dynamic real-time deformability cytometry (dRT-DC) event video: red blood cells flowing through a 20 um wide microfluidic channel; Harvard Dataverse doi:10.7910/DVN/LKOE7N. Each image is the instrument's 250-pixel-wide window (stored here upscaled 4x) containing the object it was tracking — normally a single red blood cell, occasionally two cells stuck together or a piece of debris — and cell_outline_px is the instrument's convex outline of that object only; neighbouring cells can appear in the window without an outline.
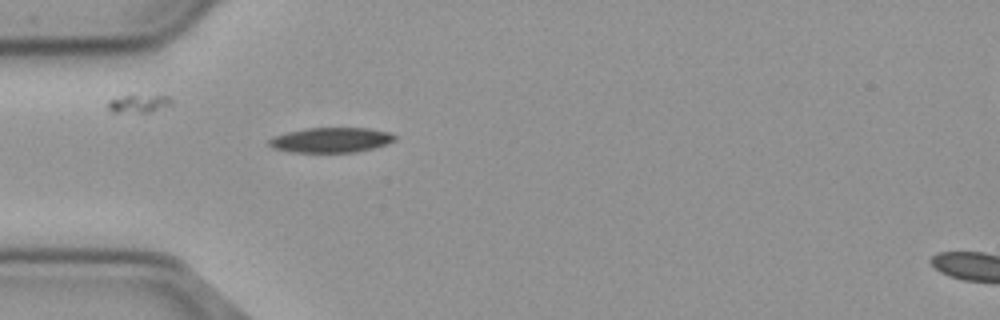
{"species": "common noctule bat (a hibernating species)", "species_latin": "Nyctalus noctula", "temperature_condition": "cold", "stored_images_in_passage": 41, "camera_frame_rate_fps": 3000, "um_per_image_px": 0.085, "animal": {"sex": "male", "body_mass_g": 23.1, "forearm_length_mm": 52.7}, "frame": {"image": 1, "passage_image": 1, "time_ms": 0.0, "image_size_px": [1000, 320], "cell_outline_px": [[396, 140], [388, 144], [356, 152], [292, 152], [272, 148], [268, 144], [268, 140], [272, 136], [288, 132], [308, 128], [368, 128], [392, 132], [396, 136]], "centroid_in_image_um": [28.16, 11.9], "position_along_channel_um": 56.8, "area_um2": 18.44}}
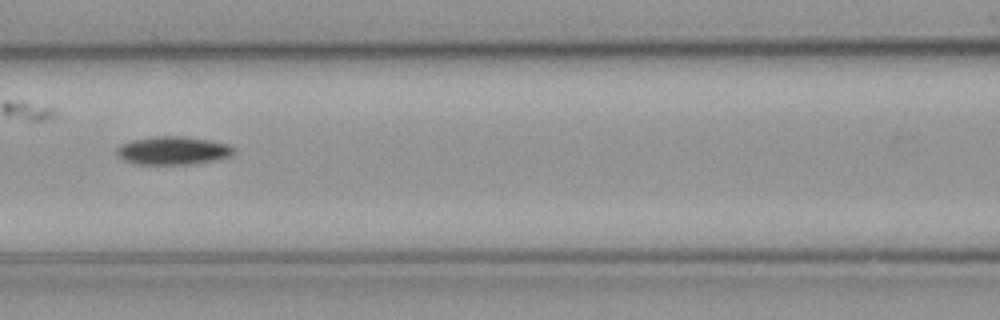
{"frame": {"image": 2, "passage_image": 9, "time_ms": 2.667, "image_size_px": [1000, 320], "cell_outline_px": [[236, 152], [228, 156], [216, 160], [184, 164], [140, 164], [128, 160], [120, 156], [116, 152], [116, 148], [120, 144], [132, 140], [156, 136], [184, 136], [208, 140], [228, 144], [236, 148]], "centroid_in_image_um": [14.73, 12.78], "position_along_channel_um": 151.9, "area_um2": 18.96}}
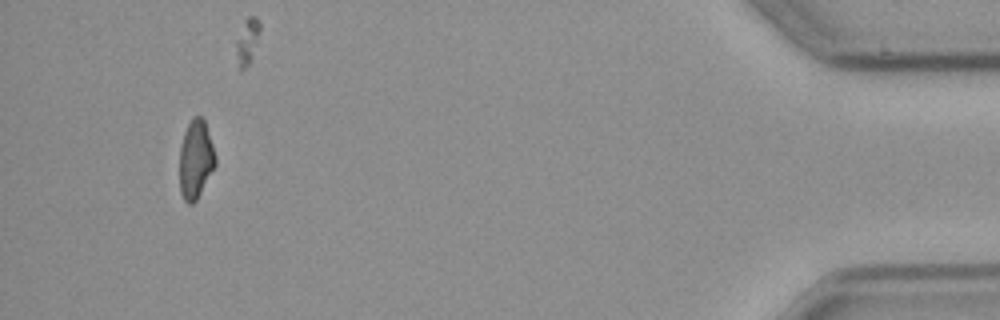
{"frame": {"image": 3, "passage_image": 37, "time_ms": 12.0, "image_size_px": [1000, 320], "cell_outline_px": [[216, 164], [196, 200], [192, 204], [188, 204], [184, 200], [180, 192], [180, 148], [184, 132], [188, 124], [196, 116], [200, 116], [204, 120], [216, 156]], "centroid_in_image_um": [16.63, 13.57], "position_along_channel_um": 418.6, "area_um2": 16.13}}